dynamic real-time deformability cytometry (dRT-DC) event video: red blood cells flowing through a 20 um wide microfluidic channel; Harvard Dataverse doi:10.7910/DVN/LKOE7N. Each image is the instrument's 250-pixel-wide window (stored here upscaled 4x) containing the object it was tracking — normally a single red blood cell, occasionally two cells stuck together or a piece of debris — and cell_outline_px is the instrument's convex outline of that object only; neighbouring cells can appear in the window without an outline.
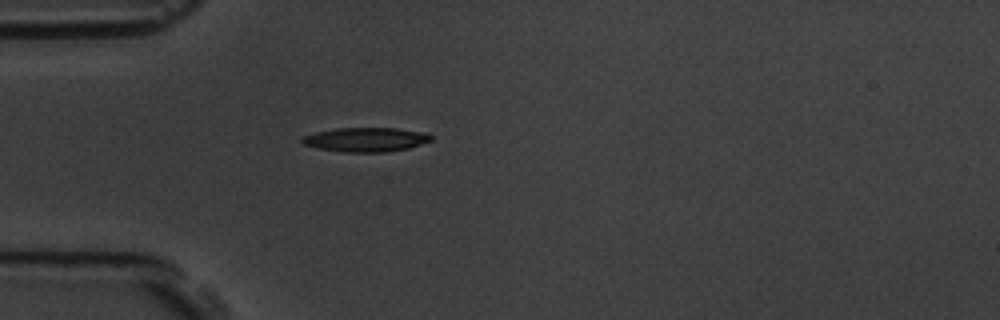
{"species": "common noctule bat (a hibernating species)", "species_latin": "Nyctalus noctula", "temperature_condition": "room temperature", "stored_images_in_passage": 4, "camera_frame_rate_fps": 3000, "um_per_image_px": 0.085, "animal": {"sex": "male", "body_mass_g": 19.5, "forearm_length_mm": 54.6}, "frame": {"image": 1, "passage_image": 4, "time_ms": 3.333, "image_size_px": [1000, 320], "cell_outline_px": [[432, 140], [408, 148], [384, 152], [344, 152], [320, 148], [304, 144], [300, 140], [304, 136], [316, 132], [336, 128], [396, 128], [428, 132], [432, 136]], "centroid_in_image_um": [31.14, 11.85], "position_along_channel_um": 53.9, "area_um2": 18.09}}